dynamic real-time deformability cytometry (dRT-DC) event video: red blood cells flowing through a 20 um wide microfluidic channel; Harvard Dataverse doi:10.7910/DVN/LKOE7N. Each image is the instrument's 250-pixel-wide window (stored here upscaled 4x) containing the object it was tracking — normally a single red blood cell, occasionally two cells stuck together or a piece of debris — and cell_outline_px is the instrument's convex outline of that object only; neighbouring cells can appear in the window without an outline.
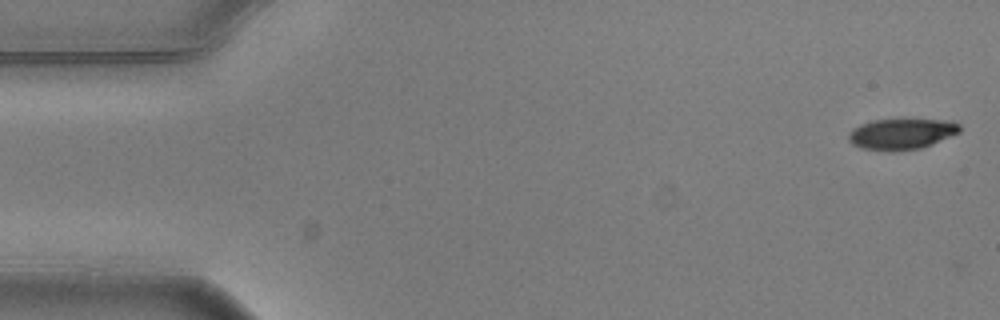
{"species": "common noctule bat (a hibernating species)", "species_latin": "Nyctalus noctula", "temperature_condition": "warm", "stored_images_in_passage": 5, "camera_frame_rate_fps": 3000, "um_per_image_px": 0.085, "animal": {"sex": "male", "body_mass_g": 20.5, "forearm_length_mm": 52.5}, "frame": {"image": 1, "passage_image": 1, "time_ms": 0.0, "image_size_px": [1000, 320], "cell_outline_px": [[960, 132], [932, 144], [920, 148], [864, 148], [852, 144], [848, 140], [848, 136], [852, 128], [860, 124], [872, 120], [952, 120], [960, 124]], "centroid_in_image_um": [76.66, 11.33], "position_along_channel_um": 8.3, "area_um2": 19.13}}
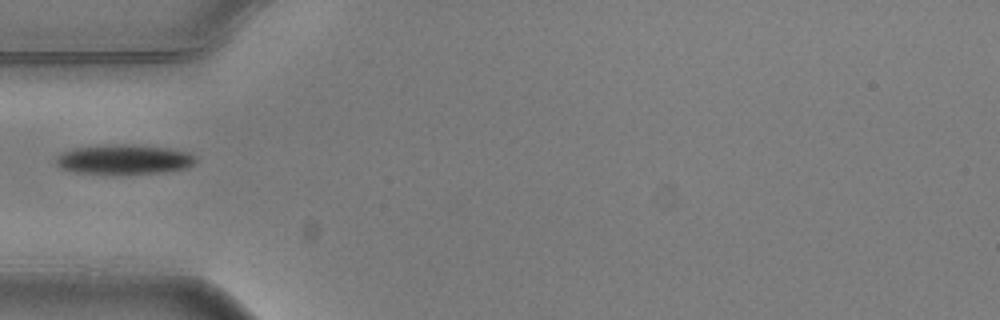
{"frame": {"image": 2, "passage_image": 4, "time_ms": 1.0, "image_size_px": [1000, 320], "cell_outline_px": [[196, 160], [188, 168], [164, 172], [120, 176], [116, 176], [76, 172], [60, 168], [56, 164], [56, 156], [60, 152], [72, 148], [112, 144], [124, 144], [168, 148], [188, 152], [196, 156]], "centroid_in_image_um": [10.51, 13.58], "position_along_channel_um": 74.5, "area_um2": 24.97}}
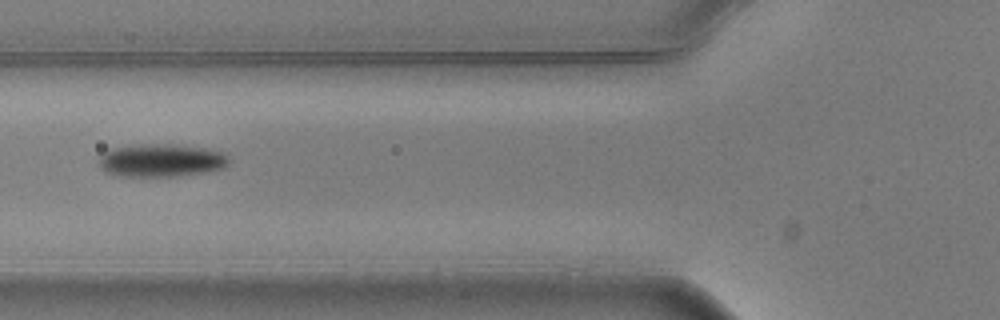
{"frame": {"image": 3, "passage_image": 5, "time_ms": 1.333, "image_size_px": [1000, 320], "cell_outline_px": [[228, 164], [224, 168], [208, 172], [176, 176], [116, 176], [104, 172], [100, 168], [96, 160], [108, 148], [140, 144], [172, 144], [204, 148], [220, 152], [228, 160]], "centroid_in_image_um": [13.6, 13.64], "position_along_channel_um": 112.2, "area_um2": 25.2}}